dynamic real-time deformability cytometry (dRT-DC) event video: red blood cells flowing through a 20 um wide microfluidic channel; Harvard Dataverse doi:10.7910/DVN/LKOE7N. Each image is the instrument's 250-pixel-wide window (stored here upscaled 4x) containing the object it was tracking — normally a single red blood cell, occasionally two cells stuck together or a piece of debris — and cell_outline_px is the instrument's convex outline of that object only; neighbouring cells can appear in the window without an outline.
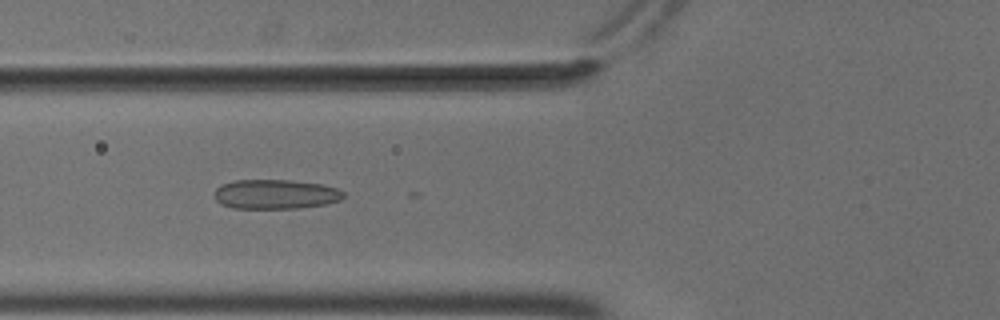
{"species": "common noctule bat (a hibernating species)", "species_latin": "Nyctalus noctula", "temperature_condition": "cold", "stored_images_in_passage": 54, "camera_frame_rate_fps": 3000, "um_per_image_px": 0.085, "animal": {"sex": "male", "body_mass_g": 18.8}, "frame": {"image": 1, "passage_image": 21, "time_ms": 6.667, "image_size_px": [1000, 320], "cell_outline_px": [[344, 196], [340, 200], [328, 204], [296, 208], [232, 208], [220, 204], [216, 200], [212, 192], [220, 184], [236, 180], [292, 180], [320, 184], [336, 188], [344, 192]], "centroid_in_image_um": [23.37, 16.51], "position_along_channel_um": 102.4, "area_um2": 22.37}}
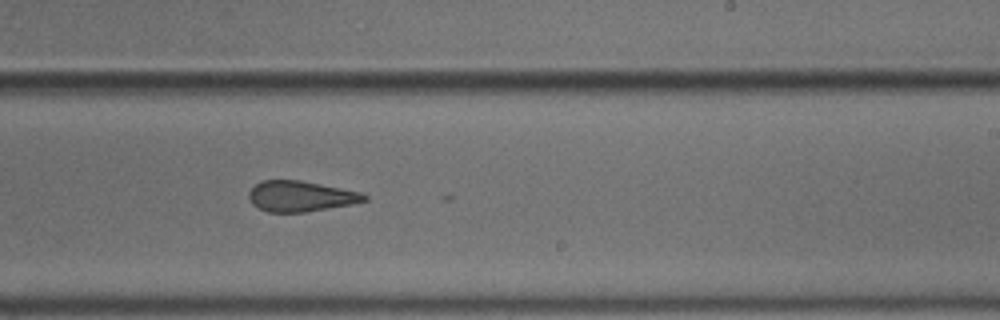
{"frame": {"image": 2, "passage_image": 34, "time_ms": 11.0, "image_size_px": [1000, 320], "cell_outline_px": [[368, 200], [356, 204], [304, 212], [268, 212], [252, 204], [248, 196], [248, 192], [260, 180], [300, 180], [360, 192], [368, 196]], "centroid_in_image_um": [25.57, 16.68], "position_along_channel_um": 263.4, "area_um2": 20.63}}
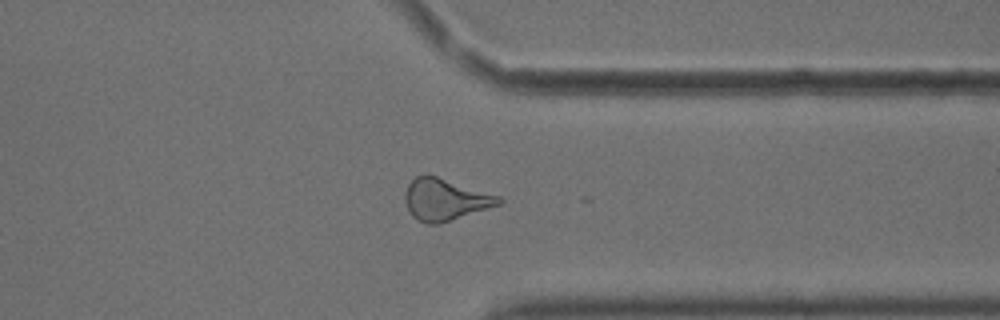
{"frame": {"image": 3, "passage_image": 43, "time_ms": 14.0, "image_size_px": [1000, 320], "cell_outline_px": [[504, 200], [500, 204], [440, 224], [428, 224], [412, 216], [404, 200], [404, 192], [408, 184], [416, 176], [436, 176], [500, 196]], "centroid_in_image_um": [37.83, 16.97], "position_along_channel_um": 373.6, "area_um2": 22.48}, "authors_computed_cell_mechanics": {"area_um2": 22.542, "velocity_mm_per_s": 3.7125, "shape_relaxation_time_tau1_ms": null, "shape_relaxation_time_tau2_ms": 9.8397, "deformation_change_tau1": null, "deformation_change_tau2": 0.2189}}